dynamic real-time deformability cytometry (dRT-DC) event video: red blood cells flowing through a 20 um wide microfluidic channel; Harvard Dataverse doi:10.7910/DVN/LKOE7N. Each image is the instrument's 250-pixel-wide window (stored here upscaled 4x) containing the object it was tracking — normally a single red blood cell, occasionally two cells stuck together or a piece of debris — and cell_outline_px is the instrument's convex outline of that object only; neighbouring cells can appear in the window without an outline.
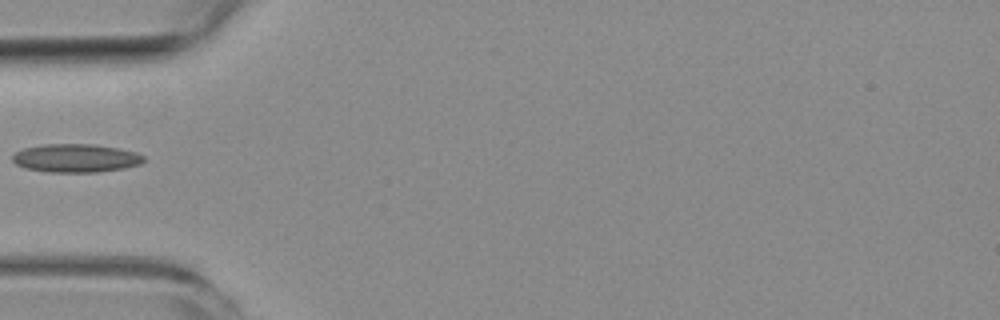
{"species": "common noctule bat (a hibernating species)", "species_latin": "Nyctalus noctula", "temperature_condition": "room temperature", "stored_images_in_passage": 4, "camera_frame_rate_fps": 3000, "um_per_image_px": 0.085, "animal": {"sex": "female", "body_mass_g": 19.3, "forearm_length_mm": 54.1}, "frame": {"image": 1, "passage_image": 3, "time_ms": 2.333, "image_size_px": [1000, 320], "cell_outline_px": [[144, 160], [140, 164], [124, 168], [96, 172], [48, 172], [24, 168], [16, 164], [12, 160], [12, 156], [16, 152], [24, 148], [44, 144], [96, 144], [120, 148], [136, 152], [144, 156]], "centroid_in_image_um": [6.45, 13.43], "position_along_channel_um": 78.6, "area_um2": 21.79}}
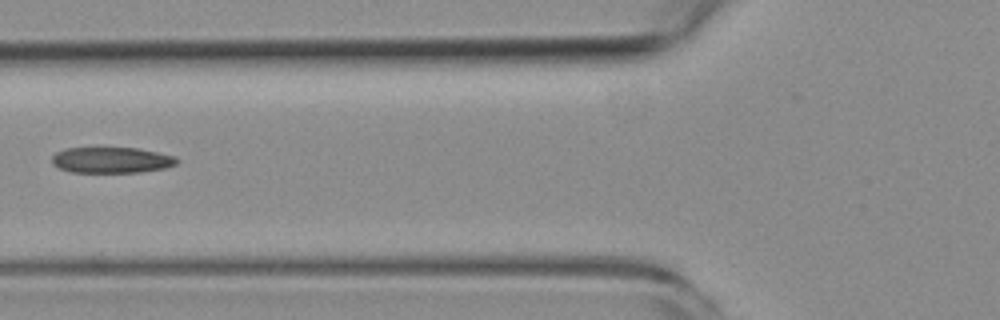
{"frame": {"image": 2, "passage_image": 4, "time_ms": 3.333, "image_size_px": [1000, 320], "cell_outline_px": [[180, 160], [176, 164], [164, 168], [140, 172], [72, 172], [60, 168], [52, 164], [52, 156], [56, 152], [64, 148], [104, 144], [136, 148], [176, 156]], "centroid_in_image_um": [9.43, 13.54], "position_along_channel_um": 116.4, "area_um2": 19.83}}